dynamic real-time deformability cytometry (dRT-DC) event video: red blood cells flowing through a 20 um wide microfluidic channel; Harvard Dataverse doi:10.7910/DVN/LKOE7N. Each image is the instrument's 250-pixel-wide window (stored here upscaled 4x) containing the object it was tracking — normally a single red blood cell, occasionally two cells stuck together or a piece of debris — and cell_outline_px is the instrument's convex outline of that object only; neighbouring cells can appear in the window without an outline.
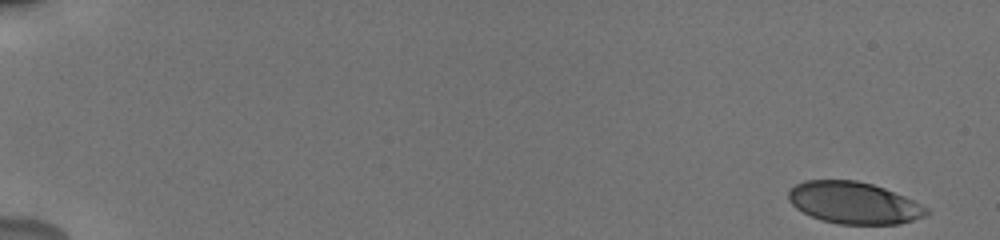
{"species": "human", "species_latin": "Homo sapiens", "temperature_condition": "cold", "stored_images_in_passage": 25, "camera_frame_rate_fps": 3000, "um_per_image_px": 0.085, "donor": {"sex": "male"}, "frame": {"image": 1, "passage_image": 1, "time_ms": 0.0, "image_size_px": [1000, 240], "cell_outline_px": [[928, 212], [924, 216], [900, 224], [840, 224], [824, 220], [812, 216], [796, 208], [788, 200], [788, 192], [796, 184], [804, 180], [856, 180], [872, 184], [884, 188], [904, 196], [928, 208]], "centroid_in_image_um": [72.56, 17.23], "position_along_channel_um": 12.4, "area_um2": 33.35}}
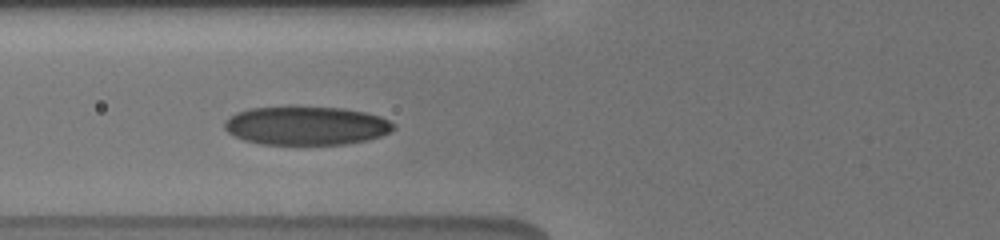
{"frame": {"image": 2, "passage_image": 22, "time_ms": 7.0, "image_size_px": [1000, 240], "cell_outline_px": [[396, 128], [392, 132], [368, 140], [344, 144], [260, 144], [244, 140], [228, 132], [224, 128], [224, 120], [228, 116], [236, 112], [248, 108], [288, 104], [296, 104], [344, 108], [364, 112], [380, 116], [396, 124]], "centroid_in_image_um": [26.0, 10.63], "position_along_channel_um": 99.8, "area_um2": 39.36}}
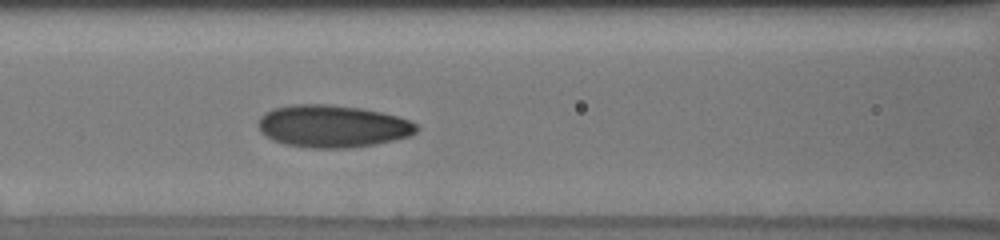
{"frame": {"image": 3, "passage_image": 25, "time_ms": 8.0, "image_size_px": [1000, 240], "cell_outline_px": [[420, 128], [416, 132], [408, 136], [376, 144], [348, 148], [308, 148], [284, 144], [272, 140], [260, 132], [260, 116], [264, 112], [272, 108], [292, 104], [328, 104], [360, 108], [380, 112], [396, 116], [408, 120], [416, 124]], "centroid_in_image_um": [28.23, 10.73], "position_along_channel_um": 138.4, "area_um2": 39.07}}